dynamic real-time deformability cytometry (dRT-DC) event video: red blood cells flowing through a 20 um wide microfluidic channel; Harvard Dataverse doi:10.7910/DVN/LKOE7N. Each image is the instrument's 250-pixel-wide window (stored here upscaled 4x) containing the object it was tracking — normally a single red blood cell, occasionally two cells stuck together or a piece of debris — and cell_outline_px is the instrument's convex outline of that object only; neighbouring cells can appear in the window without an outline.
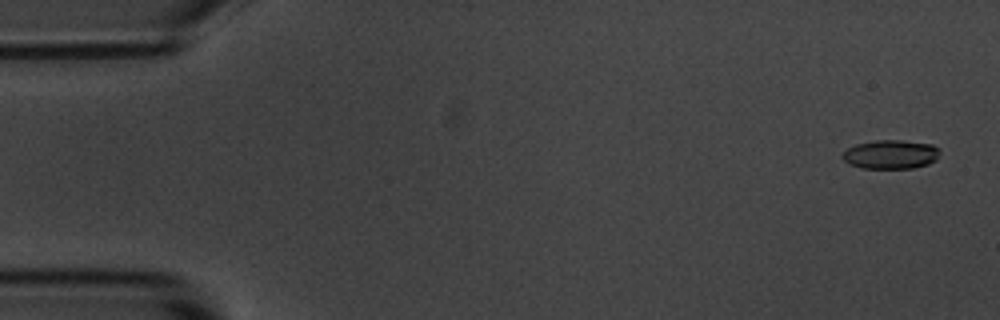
{"species": "common noctule bat (a hibernating species)", "species_latin": "Nyctalus noctula", "temperature_condition": "room temperature", "stored_images_in_passage": 4, "camera_frame_rate_fps": 3000, "um_per_image_px": 0.085, "animal": {"sex": "male", "body_mass_g": 20.1, "forearm_length_mm": 53.5}, "frame": {"image": 1, "passage_image": 1, "time_ms": 0.0, "image_size_px": [1000, 320], "cell_outline_px": [[940, 152], [936, 160], [928, 164], [912, 168], [860, 168], [848, 164], [840, 156], [848, 148], [856, 144], [876, 140], [900, 140], [932, 144], [940, 148]], "centroid_in_image_um": [75.71, 13.12], "position_along_channel_um": 9.3, "area_um2": 16.53}}
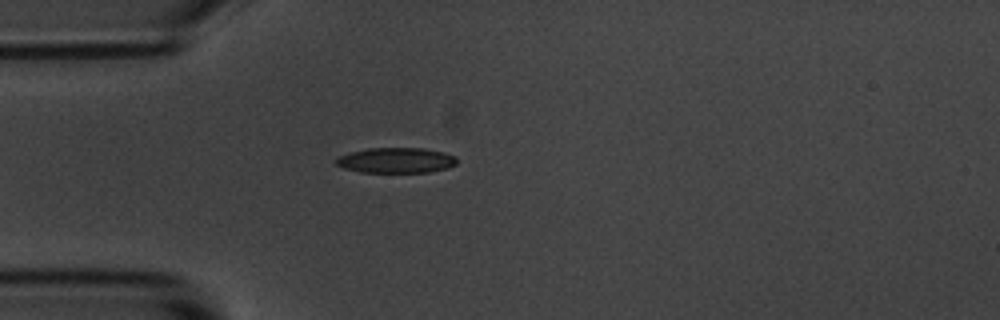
{"frame": {"image": 2, "passage_image": 4, "time_ms": 4.333, "image_size_px": [1000, 320], "cell_outline_px": [[456, 164], [448, 168], [428, 172], [360, 172], [344, 168], [336, 164], [332, 160], [336, 156], [348, 152], [368, 148], [424, 148], [444, 152], [456, 156]], "centroid_in_image_um": [33.62, 13.62], "position_along_channel_um": 51.4, "area_um2": 18.09}}